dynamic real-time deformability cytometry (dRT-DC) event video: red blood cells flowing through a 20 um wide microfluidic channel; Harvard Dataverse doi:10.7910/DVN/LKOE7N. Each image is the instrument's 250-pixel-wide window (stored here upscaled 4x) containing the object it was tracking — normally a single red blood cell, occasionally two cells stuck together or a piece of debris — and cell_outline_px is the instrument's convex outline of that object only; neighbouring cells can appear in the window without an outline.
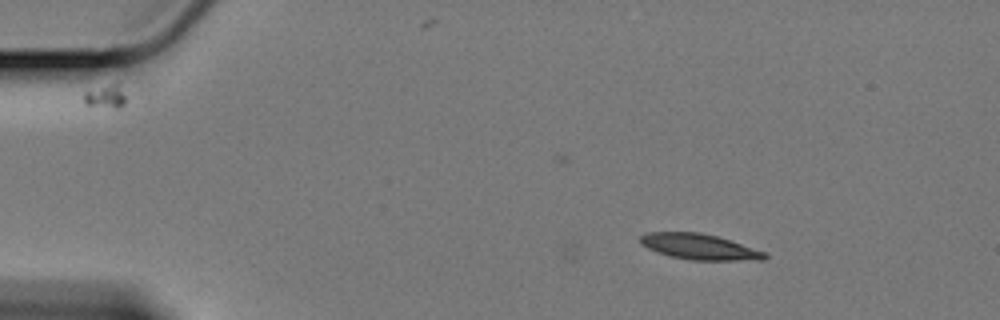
{"species": "Egyptian fruit bat (a non-hibernating species)", "species_latin": "Rousettus aegyptiacus", "temperature_condition": "cold", "stored_images_in_passage": 5, "camera_frame_rate_fps": 3000, "um_per_image_px": 0.085, "animal": {"sex": "female"}, "frame": {"image": 1, "passage_image": 1, "time_ms": 0.0, "image_size_px": [1000, 320], "cell_outline_px": [[768, 256], [764, 260], [692, 260], [672, 256], [648, 248], [640, 244], [640, 236], [648, 232], [700, 232], [716, 236], [768, 252]], "centroid_in_image_um": [59.49, 20.97], "position_along_channel_um": 25.5, "area_um2": 18.5}}